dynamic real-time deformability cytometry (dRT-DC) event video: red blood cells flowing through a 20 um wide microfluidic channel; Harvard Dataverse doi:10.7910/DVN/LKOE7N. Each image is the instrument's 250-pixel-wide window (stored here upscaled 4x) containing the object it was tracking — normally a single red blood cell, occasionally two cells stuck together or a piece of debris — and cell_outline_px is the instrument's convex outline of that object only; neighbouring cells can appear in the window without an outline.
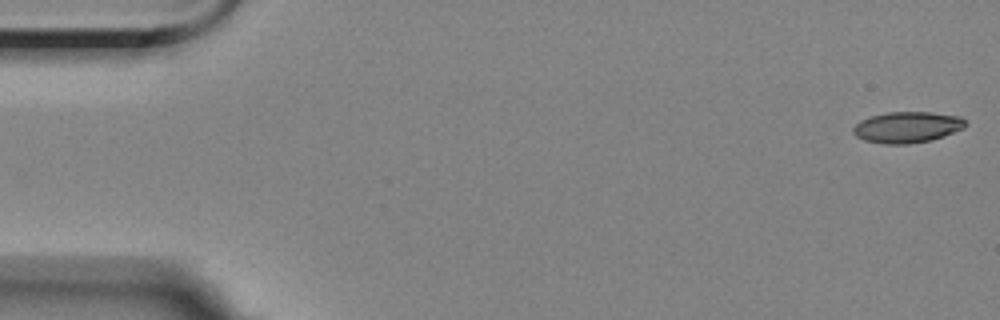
{"species": "Egyptian fruit bat (a non-hibernating species)", "species_latin": "Rousettus aegyptiacus", "temperature_condition": "room temperature", "stored_images_in_passage": 5, "camera_frame_rate_fps": 3000, "um_per_image_px": 0.085, "animal": {"sex": "female"}, "frame": {"image": 1, "passage_image": 1, "time_ms": 0.0, "image_size_px": [1000, 320], "cell_outline_px": [[968, 124], [964, 128], [944, 136], [932, 140], [908, 144], [884, 144], [864, 140], [856, 136], [852, 132], [852, 128], [860, 120], [872, 116], [888, 112], [928, 112], [960, 116]], "centroid_in_image_um": [77.11, 10.82], "position_along_channel_um": 7.9, "area_um2": 20.4}}